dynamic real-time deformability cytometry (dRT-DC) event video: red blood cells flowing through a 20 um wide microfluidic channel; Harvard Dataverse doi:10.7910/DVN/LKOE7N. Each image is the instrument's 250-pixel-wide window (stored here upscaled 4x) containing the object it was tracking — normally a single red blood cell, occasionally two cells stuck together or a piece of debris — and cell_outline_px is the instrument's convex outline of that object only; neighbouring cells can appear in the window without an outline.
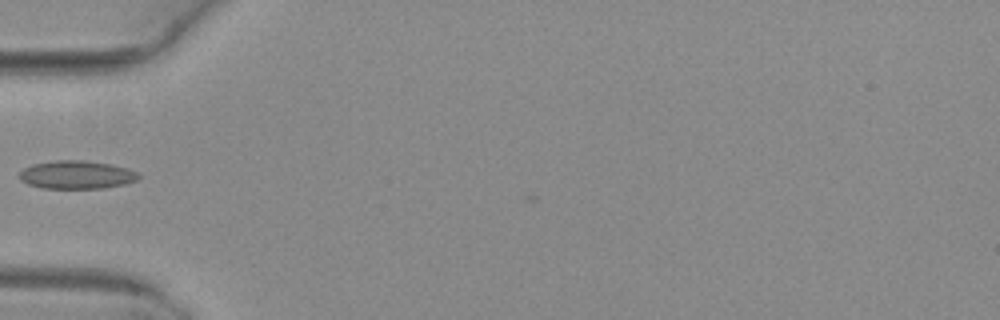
{"species": "common noctule bat (a hibernating species)", "species_latin": "Nyctalus noctula", "temperature_condition": "warm", "stored_images_in_passage": 32, "camera_frame_rate_fps": 3000, "um_per_image_px": 0.085, "animal": {"sex": "female", "body_mass_g": 29.2, "forearm_length_mm": 56.3}, "frame": {"image": 1, "passage_image": 1, "time_ms": 0.0, "image_size_px": [1000, 320], "cell_outline_px": [[140, 176], [136, 180], [124, 184], [104, 188], [44, 188], [28, 184], [20, 180], [20, 172], [24, 168], [32, 164], [56, 160], [84, 160], [108, 164], [128, 168], [136, 172]], "centroid_in_image_um": [6.5, 14.85], "position_along_channel_um": 78.5, "area_um2": 19.42}}
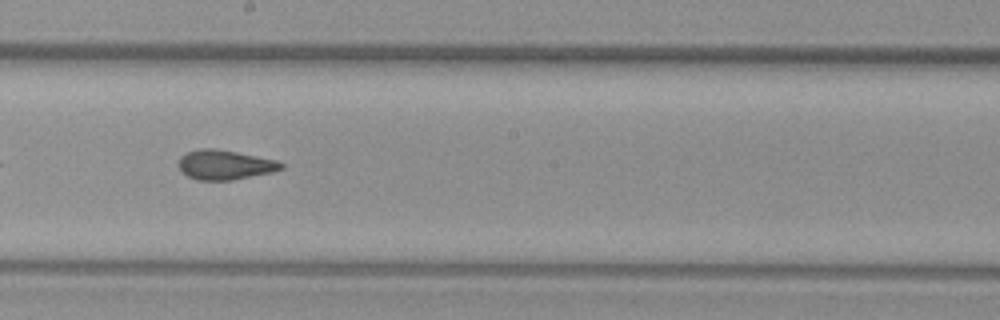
{"frame": {"image": 2, "passage_image": 12, "time_ms": 3.667, "image_size_px": [1000, 320], "cell_outline_px": [[284, 168], [272, 172], [232, 180], [196, 180], [180, 172], [176, 164], [180, 156], [188, 152], [200, 148], [212, 148], [236, 152], [276, 160], [284, 164]], "centroid_in_image_um": [19.06, 14.01], "position_along_channel_um": 229.1, "area_um2": 17.8}}
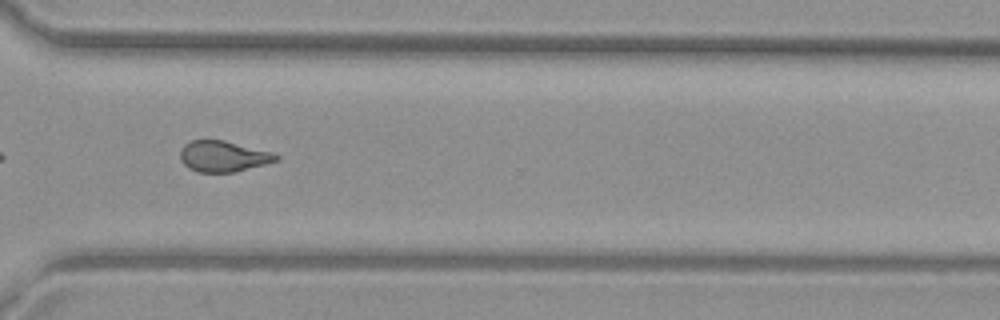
{"frame": {"image": 3, "passage_image": 21, "time_ms": 6.667, "image_size_px": [1000, 320], "cell_outline_px": [[280, 160], [236, 172], [196, 172], [188, 168], [180, 160], [180, 148], [184, 144], [192, 140], [224, 140], [272, 152], [280, 156]], "centroid_in_image_um": [18.97, 13.29], "position_along_channel_um": 351.6, "area_um2": 17.46}}